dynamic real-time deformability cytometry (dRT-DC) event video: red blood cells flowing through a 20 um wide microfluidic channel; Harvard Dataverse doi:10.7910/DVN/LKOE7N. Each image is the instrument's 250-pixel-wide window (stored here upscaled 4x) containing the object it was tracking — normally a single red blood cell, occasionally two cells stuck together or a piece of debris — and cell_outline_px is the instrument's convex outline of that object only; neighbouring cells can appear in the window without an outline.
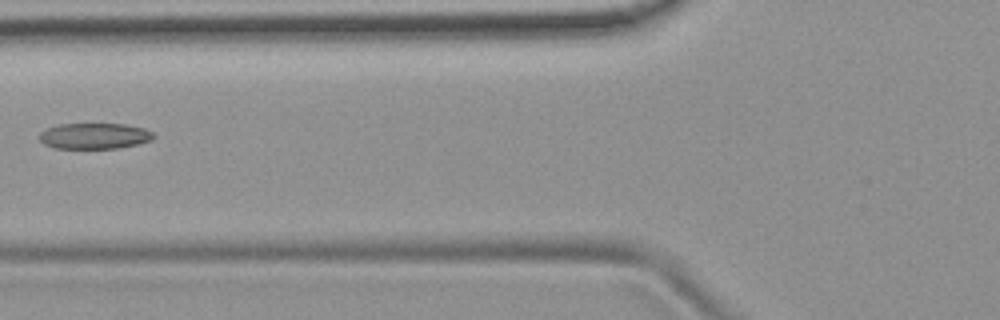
{"species": "common noctule bat (a hibernating species)", "species_latin": "Nyctalus noctula", "temperature_condition": "room temperature", "stored_images_in_passage": 7, "camera_frame_rate_fps": 3000, "um_per_image_px": 0.085, "animal": {"sex": "female", "body_mass_g": 19.9}, "frame": {"image": 1, "passage_image": 6, "time_ms": 6.667, "image_size_px": [1000, 320], "cell_outline_px": [[156, 136], [152, 140], [120, 148], [52, 148], [44, 144], [40, 140], [40, 132], [48, 128], [60, 124], [124, 124], [144, 128], [152, 132]], "centroid_in_image_um": [8.04, 11.56], "position_along_channel_um": 117.8, "area_um2": 17.17}}
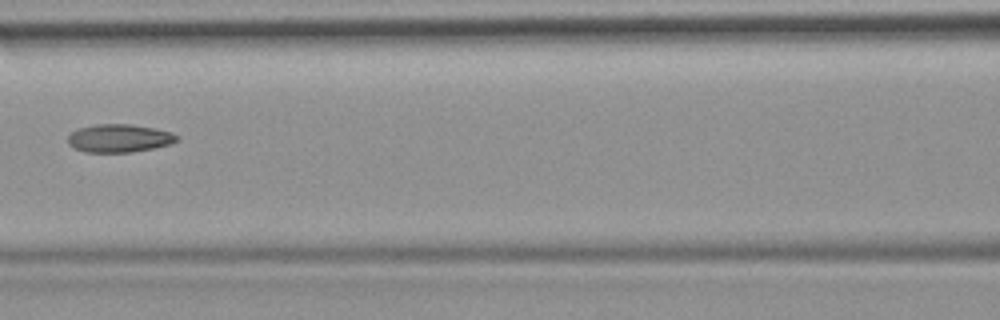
{"frame": {"image": 2, "passage_image": 7, "time_ms": 7.667, "image_size_px": [1000, 320], "cell_outline_px": [[180, 140], [168, 144], [152, 148], [132, 152], [84, 152], [68, 144], [68, 136], [72, 132], [80, 128], [96, 124], [128, 124], [152, 128], [172, 132]], "centroid_in_image_um": [10.11, 11.75], "position_along_channel_um": 156.5, "area_um2": 17.57}}